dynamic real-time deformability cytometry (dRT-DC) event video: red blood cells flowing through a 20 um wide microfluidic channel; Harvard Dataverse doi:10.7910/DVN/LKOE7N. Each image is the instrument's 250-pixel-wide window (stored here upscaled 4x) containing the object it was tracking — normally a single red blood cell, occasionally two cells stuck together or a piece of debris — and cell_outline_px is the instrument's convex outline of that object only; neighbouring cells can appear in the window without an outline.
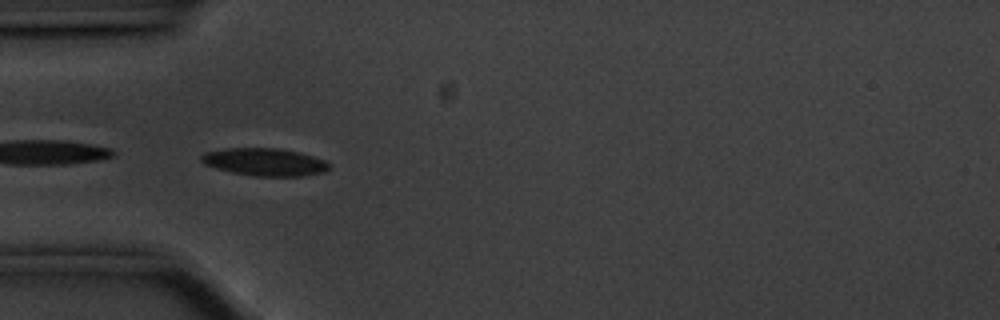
{"species": "common noctule bat (a hibernating species)", "species_latin": "Nyctalus noctula", "temperature_condition": "cold", "stored_images_in_passage": 36, "camera_frame_rate_fps": 3000, "um_per_image_px": 0.085, "animal": {"sex": "male", "body_mass_g": 20.1, "forearm_length_mm": 53.5}, "frame": {"image": 1, "passage_image": 1, "time_ms": 0.0, "image_size_px": [1000, 320], "cell_outline_px": [[328, 168], [324, 172], [304, 176], [252, 176], [232, 172], [216, 168], [204, 164], [200, 160], [200, 156], [204, 152], [228, 148], [276, 148], [300, 152], [324, 160], [328, 164]], "centroid_in_image_um": [22.47, 13.77], "position_along_channel_um": 62.5, "area_um2": 20.52}}
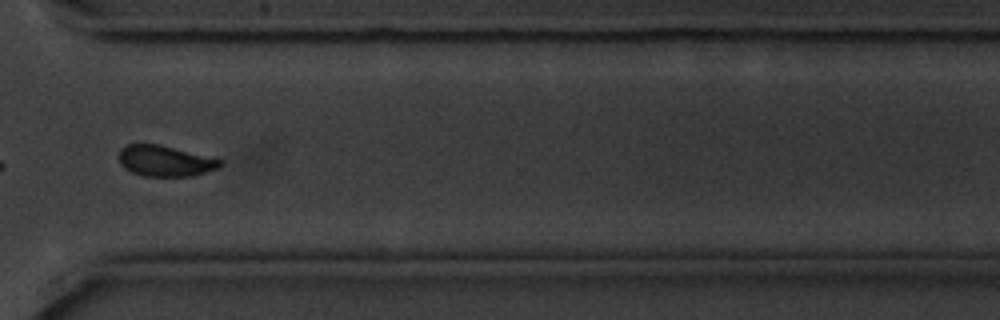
{"frame": {"image": 2, "passage_image": 26, "time_ms": 8.333, "image_size_px": [1000, 320], "cell_outline_px": [[224, 164], [220, 168], [192, 176], [144, 176], [132, 172], [124, 168], [120, 164], [120, 148], [128, 144], [160, 144], [224, 160]], "centroid_in_image_um": [14.08, 13.68], "position_along_channel_um": 356.5, "area_um2": 18.32}, "authors_computed_cell_mechanics": {"area_um2": 19.0451, "velocity_mm_per_s": 3.5337, "shape_relaxation_time_tau1_ms": 10.4426, "shape_relaxation_time_tau2_ms": 1.7408, "deformation_change_tau1": 0.3541, "deformation_change_tau2": 0.064}}